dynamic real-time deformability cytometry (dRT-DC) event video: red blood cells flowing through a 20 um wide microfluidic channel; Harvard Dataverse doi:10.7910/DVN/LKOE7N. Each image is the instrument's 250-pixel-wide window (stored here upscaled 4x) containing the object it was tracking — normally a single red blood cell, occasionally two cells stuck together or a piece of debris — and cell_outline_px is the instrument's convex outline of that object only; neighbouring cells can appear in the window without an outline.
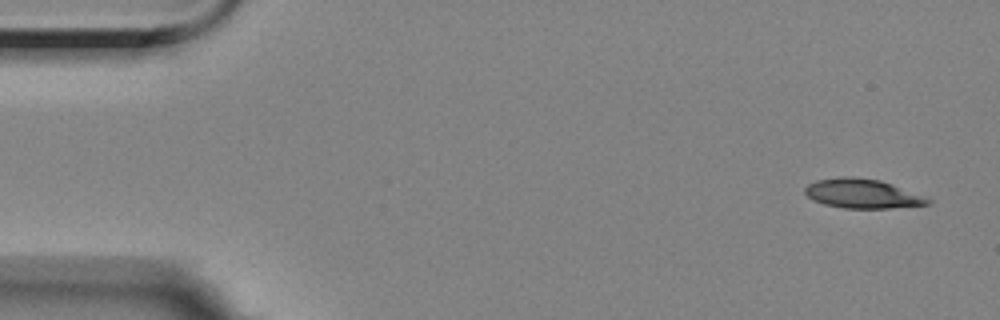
{"species": "Egyptian fruit bat (a non-hibernating species)", "species_latin": "Rousettus aegyptiacus", "temperature_condition": "room temperature", "stored_images_in_passage": 55, "segment_of_instrument_passage": [1, 2], "camera_frame_rate_fps": 3000, "um_per_image_px": 0.085, "animal": {"sex": "female"}, "frame": {"image": 1, "passage_image": 1, "time_ms": 0.0, "image_size_px": [1000, 320], "cell_outline_px": [[932, 200], [928, 204], [888, 208], [844, 208], [824, 204], [812, 200], [804, 192], [804, 188], [808, 184], [816, 180], [840, 176], [852, 176], [880, 180], [892, 184]], "centroid_in_image_um": [73.23, 16.45], "position_along_channel_um": 11.8, "area_um2": 20.81}}
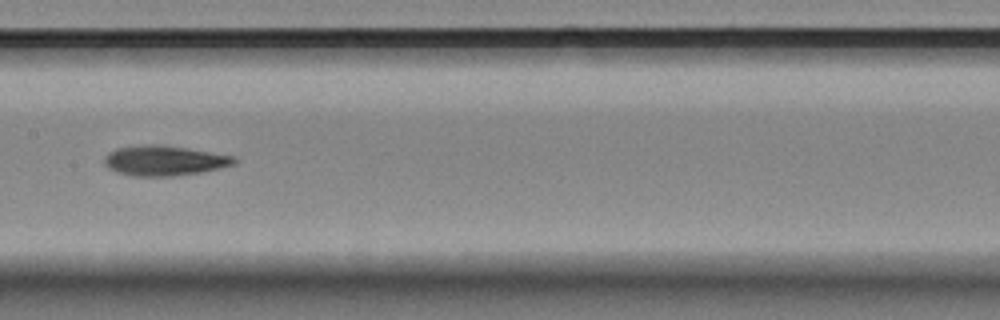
{"frame": {"image": 2, "passage_image": 26, "time_ms": 8.333, "image_size_px": [1000, 320], "cell_outline_px": [[240, 160], [236, 164], [204, 172], [172, 176], [136, 176], [120, 172], [108, 168], [104, 164], [104, 156], [108, 152], [116, 148], [136, 144], [160, 144], [188, 148], [236, 156]], "centroid_in_image_um": [14.01, 13.63], "position_along_channel_um": 193.4, "area_um2": 23.18}}
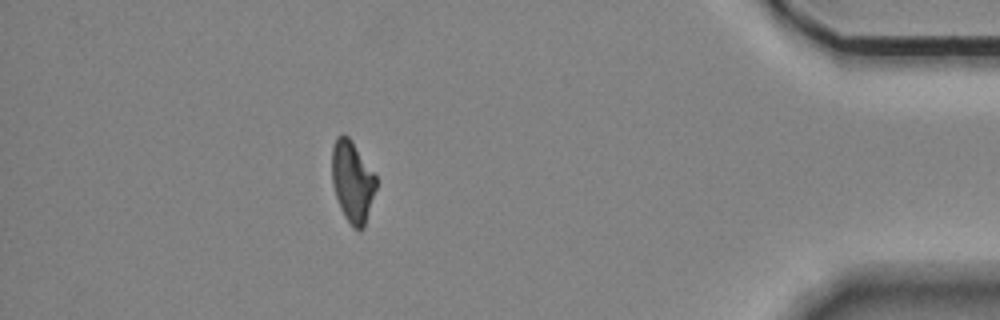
{"frame": {"image": 3, "passage_image": 48, "time_ms": 15.667, "image_size_px": [1000, 320], "cell_outline_px": [[376, 188], [364, 228], [360, 232], [352, 228], [344, 216], [340, 208], [332, 184], [332, 144], [336, 136], [344, 132], [352, 140], [376, 176]], "centroid_in_image_um": [29.94, 15.43], "position_along_channel_um": 405.3, "area_um2": 21.21}}